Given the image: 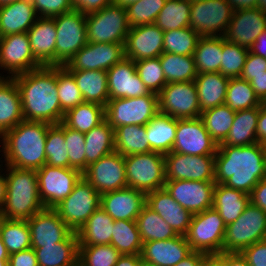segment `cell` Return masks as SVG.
<instances>
[{"label":"cell","instance_id":"1","mask_svg":"<svg viewBox=\"0 0 266 266\" xmlns=\"http://www.w3.org/2000/svg\"><path fill=\"white\" fill-rule=\"evenodd\" d=\"M19 89L23 119L58 124L63 121L57 92V66H41L12 77Z\"/></svg>","mask_w":266,"mask_h":266},{"label":"cell","instance_id":"2","mask_svg":"<svg viewBox=\"0 0 266 266\" xmlns=\"http://www.w3.org/2000/svg\"><path fill=\"white\" fill-rule=\"evenodd\" d=\"M266 178L263 145H218L215 154V183L250 194L257 183Z\"/></svg>","mask_w":266,"mask_h":266},{"label":"cell","instance_id":"3","mask_svg":"<svg viewBox=\"0 0 266 266\" xmlns=\"http://www.w3.org/2000/svg\"><path fill=\"white\" fill-rule=\"evenodd\" d=\"M52 124L21 121L5 132L0 140L4 163L19 169L38 170L46 163L45 144L48 128Z\"/></svg>","mask_w":266,"mask_h":266},{"label":"cell","instance_id":"4","mask_svg":"<svg viewBox=\"0 0 266 266\" xmlns=\"http://www.w3.org/2000/svg\"><path fill=\"white\" fill-rule=\"evenodd\" d=\"M4 166L7 193L1 216L9 220H29L45 208L39 196L36 170Z\"/></svg>","mask_w":266,"mask_h":266},{"label":"cell","instance_id":"5","mask_svg":"<svg viewBox=\"0 0 266 266\" xmlns=\"http://www.w3.org/2000/svg\"><path fill=\"white\" fill-rule=\"evenodd\" d=\"M225 231L226 225L222 217L212 207L193 214L185 237L193 251L213 257L223 252Z\"/></svg>","mask_w":266,"mask_h":266},{"label":"cell","instance_id":"6","mask_svg":"<svg viewBox=\"0 0 266 266\" xmlns=\"http://www.w3.org/2000/svg\"><path fill=\"white\" fill-rule=\"evenodd\" d=\"M266 239V213L251 204L231 224L226 226L223 252L241 253L250 245Z\"/></svg>","mask_w":266,"mask_h":266},{"label":"cell","instance_id":"7","mask_svg":"<svg viewBox=\"0 0 266 266\" xmlns=\"http://www.w3.org/2000/svg\"><path fill=\"white\" fill-rule=\"evenodd\" d=\"M128 187L148 193L164 188L165 158L159 152L124 156Z\"/></svg>","mask_w":266,"mask_h":266},{"label":"cell","instance_id":"8","mask_svg":"<svg viewBox=\"0 0 266 266\" xmlns=\"http://www.w3.org/2000/svg\"><path fill=\"white\" fill-rule=\"evenodd\" d=\"M130 26L126 8L111 4L86 15V38L92 43H125Z\"/></svg>","mask_w":266,"mask_h":266},{"label":"cell","instance_id":"9","mask_svg":"<svg viewBox=\"0 0 266 266\" xmlns=\"http://www.w3.org/2000/svg\"><path fill=\"white\" fill-rule=\"evenodd\" d=\"M158 113V95L152 92L135 98L109 99L105 107L106 120L113 129L146 125Z\"/></svg>","mask_w":266,"mask_h":266},{"label":"cell","instance_id":"10","mask_svg":"<svg viewBox=\"0 0 266 266\" xmlns=\"http://www.w3.org/2000/svg\"><path fill=\"white\" fill-rule=\"evenodd\" d=\"M100 203L101 194L84 177H81L68 197L53 209L73 232H77L100 207Z\"/></svg>","mask_w":266,"mask_h":266},{"label":"cell","instance_id":"11","mask_svg":"<svg viewBox=\"0 0 266 266\" xmlns=\"http://www.w3.org/2000/svg\"><path fill=\"white\" fill-rule=\"evenodd\" d=\"M56 25L55 66H63L87 44L86 15L72 10L54 17Z\"/></svg>","mask_w":266,"mask_h":266},{"label":"cell","instance_id":"12","mask_svg":"<svg viewBox=\"0 0 266 266\" xmlns=\"http://www.w3.org/2000/svg\"><path fill=\"white\" fill-rule=\"evenodd\" d=\"M233 12L227 0L191 1L189 27L200 36H224Z\"/></svg>","mask_w":266,"mask_h":266},{"label":"cell","instance_id":"13","mask_svg":"<svg viewBox=\"0 0 266 266\" xmlns=\"http://www.w3.org/2000/svg\"><path fill=\"white\" fill-rule=\"evenodd\" d=\"M158 95V110L175 119H192L201 115L194 81L167 83Z\"/></svg>","mask_w":266,"mask_h":266},{"label":"cell","instance_id":"14","mask_svg":"<svg viewBox=\"0 0 266 266\" xmlns=\"http://www.w3.org/2000/svg\"><path fill=\"white\" fill-rule=\"evenodd\" d=\"M39 196L45 208H54L73 191L82 173L74 168L45 164L36 171Z\"/></svg>","mask_w":266,"mask_h":266},{"label":"cell","instance_id":"15","mask_svg":"<svg viewBox=\"0 0 266 266\" xmlns=\"http://www.w3.org/2000/svg\"><path fill=\"white\" fill-rule=\"evenodd\" d=\"M165 179L215 182V155H186L170 152L164 155Z\"/></svg>","mask_w":266,"mask_h":266},{"label":"cell","instance_id":"16","mask_svg":"<svg viewBox=\"0 0 266 266\" xmlns=\"http://www.w3.org/2000/svg\"><path fill=\"white\" fill-rule=\"evenodd\" d=\"M82 177L101 195L128 187L124 156L117 151L90 164Z\"/></svg>","mask_w":266,"mask_h":266},{"label":"cell","instance_id":"17","mask_svg":"<svg viewBox=\"0 0 266 266\" xmlns=\"http://www.w3.org/2000/svg\"><path fill=\"white\" fill-rule=\"evenodd\" d=\"M43 66L33 55L27 33L0 37V69L9 78Z\"/></svg>","mask_w":266,"mask_h":266},{"label":"cell","instance_id":"18","mask_svg":"<svg viewBox=\"0 0 266 266\" xmlns=\"http://www.w3.org/2000/svg\"><path fill=\"white\" fill-rule=\"evenodd\" d=\"M125 43H92L82 47L67 64L68 71L109 70L125 57Z\"/></svg>","mask_w":266,"mask_h":266},{"label":"cell","instance_id":"19","mask_svg":"<svg viewBox=\"0 0 266 266\" xmlns=\"http://www.w3.org/2000/svg\"><path fill=\"white\" fill-rule=\"evenodd\" d=\"M218 144L205 129L200 117L178 119L172 152L186 155H215Z\"/></svg>","mask_w":266,"mask_h":266},{"label":"cell","instance_id":"20","mask_svg":"<svg viewBox=\"0 0 266 266\" xmlns=\"http://www.w3.org/2000/svg\"><path fill=\"white\" fill-rule=\"evenodd\" d=\"M215 182L172 180L164 188L184 209L192 214L213 207Z\"/></svg>","mask_w":266,"mask_h":266},{"label":"cell","instance_id":"21","mask_svg":"<svg viewBox=\"0 0 266 266\" xmlns=\"http://www.w3.org/2000/svg\"><path fill=\"white\" fill-rule=\"evenodd\" d=\"M164 32L156 24L130 27L124 44L125 57L132 61L160 57Z\"/></svg>","mask_w":266,"mask_h":266},{"label":"cell","instance_id":"22","mask_svg":"<svg viewBox=\"0 0 266 266\" xmlns=\"http://www.w3.org/2000/svg\"><path fill=\"white\" fill-rule=\"evenodd\" d=\"M266 30V14L256 8L240 9L233 12L224 35L228 42L250 48L257 37Z\"/></svg>","mask_w":266,"mask_h":266},{"label":"cell","instance_id":"23","mask_svg":"<svg viewBox=\"0 0 266 266\" xmlns=\"http://www.w3.org/2000/svg\"><path fill=\"white\" fill-rule=\"evenodd\" d=\"M107 72L109 99L135 98L151 92L136 72L135 62L124 57Z\"/></svg>","mask_w":266,"mask_h":266},{"label":"cell","instance_id":"24","mask_svg":"<svg viewBox=\"0 0 266 266\" xmlns=\"http://www.w3.org/2000/svg\"><path fill=\"white\" fill-rule=\"evenodd\" d=\"M27 222L31 235V248L62 242L72 232L53 208H44Z\"/></svg>","mask_w":266,"mask_h":266},{"label":"cell","instance_id":"25","mask_svg":"<svg viewBox=\"0 0 266 266\" xmlns=\"http://www.w3.org/2000/svg\"><path fill=\"white\" fill-rule=\"evenodd\" d=\"M146 205V193L125 187L101 195L100 206L113 220L136 221Z\"/></svg>","mask_w":266,"mask_h":266},{"label":"cell","instance_id":"26","mask_svg":"<svg viewBox=\"0 0 266 266\" xmlns=\"http://www.w3.org/2000/svg\"><path fill=\"white\" fill-rule=\"evenodd\" d=\"M193 250L185 236L178 235L168 240L144 242L141 260L157 266H175Z\"/></svg>","mask_w":266,"mask_h":266},{"label":"cell","instance_id":"27","mask_svg":"<svg viewBox=\"0 0 266 266\" xmlns=\"http://www.w3.org/2000/svg\"><path fill=\"white\" fill-rule=\"evenodd\" d=\"M146 205L157 212L177 235H186L193 214L175 201L165 188L146 193Z\"/></svg>","mask_w":266,"mask_h":266},{"label":"cell","instance_id":"28","mask_svg":"<svg viewBox=\"0 0 266 266\" xmlns=\"http://www.w3.org/2000/svg\"><path fill=\"white\" fill-rule=\"evenodd\" d=\"M27 35L34 57L43 66H55L57 32L54 17H38Z\"/></svg>","mask_w":266,"mask_h":266},{"label":"cell","instance_id":"29","mask_svg":"<svg viewBox=\"0 0 266 266\" xmlns=\"http://www.w3.org/2000/svg\"><path fill=\"white\" fill-rule=\"evenodd\" d=\"M37 18L31 0H18L0 6V37L27 33Z\"/></svg>","mask_w":266,"mask_h":266},{"label":"cell","instance_id":"30","mask_svg":"<svg viewBox=\"0 0 266 266\" xmlns=\"http://www.w3.org/2000/svg\"><path fill=\"white\" fill-rule=\"evenodd\" d=\"M0 74V137L23 121L19 89L13 78Z\"/></svg>","mask_w":266,"mask_h":266},{"label":"cell","instance_id":"31","mask_svg":"<svg viewBox=\"0 0 266 266\" xmlns=\"http://www.w3.org/2000/svg\"><path fill=\"white\" fill-rule=\"evenodd\" d=\"M78 238L71 232L62 242L33 248L38 266H75L78 261Z\"/></svg>","mask_w":266,"mask_h":266},{"label":"cell","instance_id":"32","mask_svg":"<svg viewBox=\"0 0 266 266\" xmlns=\"http://www.w3.org/2000/svg\"><path fill=\"white\" fill-rule=\"evenodd\" d=\"M229 77L220 72L201 73L194 80L201 112L224 104Z\"/></svg>","mask_w":266,"mask_h":266},{"label":"cell","instance_id":"33","mask_svg":"<svg viewBox=\"0 0 266 266\" xmlns=\"http://www.w3.org/2000/svg\"><path fill=\"white\" fill-rule=\"evenodd\" d=\"M113 219L100 206L76 232L79 246L111 243Z\"/></svg>","mask_w":266,"mask_h":266},{"label":"cell","instance_id":"34","mask_svg":"<svg viewBox=\"0 0 266 266\" xmlns=\"http://www.w3.org/2000/svg\"><path fill=\"white\" fill-rule=\"evenodd\" d=\"M249 202L248 194L225 184H215L213 208L220 214L226 226L243 213Z\"/></svg>","mask_w":266,"mask_h":266},{"label":"cell","instance_id":"35","mask_svg":"<svg viewBox=\"0 0 266 266\" xmlns=\"http://www.w3.org/2000/svg\"><path fill=\"white\" fill-rule=\"evenodd\" d=\"M85 102L106 107L109 100L107 72L104 70L69 71Z\"/></svg>","mask_w":266,"mask_h":266},{"label":"cell","instance_id":"36","mask_svg":"<svg viewBox=\"0 0 266 266\" xmlns=\"http://www.w3.org/2000/svg\"><path fill=\"white\" fill-rule=\"evenodd\" d=\"M178 119L158 113L145 125L147 140L152 151L167 154L172 152Z\"/></svg>","mask_w":266,"mask_h":266},{"label":"cell","instance_id":"37","mask_svg":"<svg viewBox=\"0 0 266 266\" xmlns=\"http://www.w3.org/2000/svg\"><path fill=\"white\" fill-rule=\"evenodd\" d=\"M259 107L236 111L226 139L218 145L245 146L257 143Z\"/></svg>","mask_w":266,"mask_h":266},{"label":"cell","instance_id":"38","mask_svg":"<svg viewBox=\"0 0 266 266\" xmlns=\"http://www.w3.org/2000/svg\"><path fill=\"white\" fill-rule=\"evenodd\" d=\"M84 136L86 168L101 157L115 151L114 129L106 119L89 132L84 133Z\"/></svg>","mask_w":266,"mask_h":266},{"label":"cell","instance_id":"39","mask_svg":"<svg viewBox=\"0 0 266 266\" xmlns=\"http://www.w3.org/2000/svg\"><path fill=\"white\" fill-rule=\"evenodd\" d=\"M223 50V36H200L194 51L198 74L219 72Z\"/></svg>","mask_w":266,"mask_h":266},{"label":"cell","instance_id":"40","mask_svg":"<svg viewBox=\"0 0 266 266\" xmlns=\"http://www.w3.org/2000/svg\"><path fill=\"white\" fill-rule=\"evenodd\" d=\"M115 151L123 156L151 152L145 125H123L114 129Z\"/></svg>","mask_w":266,"mask_h":266},{"label":"cell","instance_id":"41","mask_svg":"<svg viewBox=\"0 0 266 266\" xmlns=\"http://www.w3.org/2000/svg\"><path fill=\"white\" fill-rule=\"evenodd\" d=\"M106 119L105 107L96 103L84 102L64 114L63 123L81 133L89 132Z\"/></svg>","mask_w":266,"mask_h":266},{"label":"cell","instance_id":"42","mask_svg":"<svg viewBox=\"0 0 266 266\" xmlns=\"http://www.w3.org/2000/svg\"><path fill=\"white\" fill-rule=\"evenodd\" d=\"M142 242L168 240L178 236L165 220L147 205L136 219Z\"/></svg>","mask_w":266,"mask_h":266},{"label":"cell","instance_id":"43","mask_svg":"<svg viewBox=\"0 0 266 266\" xmlns=\"http://www.w3.org/2000/svg\"><path fill=\"white\" fill-rule=\"evenodd\" d=\"M159 59L166 83L194 81L198 75L193 55L163 53Z\"/></svg>","mask_w":266,"mask_h":266},{"label":"cell","instance_id":"44","mask_svg":"<svg viewBox=\"0 0 266 266\" xmlns=\"http://www.w3.org/2000/svg\"><path fill=\"white\" fill-rule=\"evenodd\" d=\"M121 255L141 253L143 242L136 221L114 220L111 243Z\"/></svg>","mask_w":266,"mask_h":266},{"label":"cell","instance_id":"45","mask_svg":"<svg viewBox=\"0 0 266 266\" xmlns=\"http://www.w3.org/2000/svg\"><path fill=\"white\" fill-rule=\"evenodd\" d=\"M235 113L225 104L201 112L205 129L217 144L222 143L229 134Z\"/></svg>","mask_w":266,"mask_h":266},{"label":"cell","instance_id":"46","mask_svg":"<svg viewBox=\"0 0 266 266\" xmlns=\"http://www.w3.org/2000/svg\"><path fill=\"white\" fill-rule=\"evenodd\" d=\"M0 236L9 255L31 248V235L27 220L1 218Z\"/></svg>","mask_w":266,"mask_h":266},{"label":"cell","instance_id":"47","mask_svg":"<svg viewBox=\"0 0 266 266\" xmlns=\"http://www.w3.org/2000/svg\"><path fill=\"white\" fill-rule=\"evenodd\" d=\"M190 8L189 0H167L154 24L163 32L189 27Z\"/></svg>","mask_w":266,"mask_h":266},{"label":"cell","instance_id":"48","mask_svg":"<svg viewBox=\"0 0 266 266\" xmlns=\"http://www.w3.org/2000/svg\"><path fill=\"white\" fill-rule=\"evenodd\" d=\"M224 104L235 112L262 105L251 84L240 77L229 79Z\"/></svg>","mask_w":266,"mask_h":266},{"label":"cell","instance_id":"49","mask_svg":"<svg viewBox=\"0 0 266 266\" xmlns=\"http://www.w3.org/2000/svg\"><path fill=\"white\" fill-rule=\"evenodd\" d=\"M46 163L52 167L69 168V156L64 138V123L52 124L45 144Z\"/></svg>","mask_w":266,"mask_h":266},{"label":"cell","instance_id":"50","mask_svg":"<svg viewBox=\"0 0 266 266\" xmlns=\"http://www.w3.org/2000/svg\"><path fill=\"white\" fill-rule=\"evenodd\" d=\"M199 38L190 27L164 31L163 53L193 55Z\"/></svg>","mask_w":266,"mask_h":266},{"label":"cell","instance_id":"51","mask_svg":"<svg viewBox=\"0 0 266 266\" xmlns=\"http://www.w3.org/2000/svg\"><path fill=\"white\" fill-rule=\"evenodd\" d=\"M57 92L64 113L85 102L73 75L64 66H57Z\"/></svg>","mask_w":266,"mask_h":266},{"label":"cell","instance_id":"52","mask_svg":"<svg viewBox=\"0 0 266 266\" xmlns=\"http://www.w3.org/2000/svg\"><path fill=\"white\" fill-rule=\"evenodd\" d=\"M120 256L111 244L78 247V261L84 266H115Z\"/></svg>","mask_w":266,"mask_h":266},{"label":"cell","instance_id":"53","mask_svg":"<svg viewBox=\"0 0 266 266\" xmlns=\"http://www.w3.org/2000/svg\"><path fill=\"white\" fill-rule=\"evenodd\" d=\"M249 53V49L228 42L223 36L220 73L229 78L240 77Z\"/></svg>","mask_w":266,"mask_h":266},{"label":"cell","instance_id":"54","mask_svg":"<svg viewBox=\"0 0 266 266\" xmlns=\"http://www.w3.org/2000/svg\"><path fill=\"white\" fill-rule=\"evenodd\" d=\"M167 0H139L126 7L130 27L154 24Z\"/></svg>","mask_w":266,"mask_h":266},{"label":"cell","instance_id":"55","mask_svg":"<svg viewBox=\"0 0 266 266\" xmlns=\"http://www.w3.org/2000/svg\"><path fill=\"white\" fill-rule=\"evenodd\" d=\"M136 72L150 92L158 94L167 84L159 57L135 61Z\"/></svg>","mask_w":266,"mask_h":266},{"label":"cell","instance_id":"56","mask_svg":"<svg viewBox=\"0 0 266 266\" xmlns=\"http://www.w3.org/2000/svg\"><path fill=\"white\" fill-rule=\"evenodd\" d=\"M64 138L69 156V168H74L83 173L86 170L85 136L77 130L64 124Z\"/></svg>","mask_w":266,"mask_h":266},{"label":"cell","instance_id":"57","mask_svg":"<svg viewBox=\"0 0 266 266\" xmlns=\"http://www.w3.org/2000/svg\"><path fill=\"white\" fill-rule=\"evenodd\" d=\"M38 17L53 18L73 10L69 0H31Z\"/></svg>","mask_w":266,"mask_h":266},{"label":"cell","instance_id":"58","mask_svg":"<svg viewBox=\"0 0 266 266\" xmlns=\"http://www.w3.org/2000/svg\"><path fill=\"white\" fill-rule=\"evenodd\" d=\"M260 74H266V58L249 52L240 78L249 82L252 75Z\"/></svg>","mask_w":266,"mask_h":266},{"label":"cell","instance_id":"59","mask_svg":"<svg viewBox=\"0 0 266 266\" xmlns=\"http://www.w3.org/2000/svg\"><path fill=\"white\" fill-rule=\"evenodd\" d=\"M241 254L249 266H266V239L250 245Z\"/></svg>","mask_w":266,"mask_h":266},{"label":"cell","instance_id":"60","mask_svg":"<svg viewBox=\"0 0 266 266\" xmlns=\"http://www.w3.org/2000/svg\"><path fill=\"white\" fill-rule=\"evenodd\" d=\"M72 8L84 15L97 12L112 4V0H69Z\"/></svg>","mask_w":266,"mask_h":266},{"label":"cell","instance_id":"61","mask_svg":"<svg viewBox=\"0 0 266 266\" xmlns=\"http://www.w3.org/2000/svg\"><path fill=\"white\" fill-rule=\"evenodd\" d=\"M9 266H38L36 253L33 248L9 255Z\"/></svg>","mask_w":266,"mask_h":266},{"label":"cell","instance_id":"62","mask_svg":"<svg viewBox=\"0 0 266 266\" xmlns=\"http://www.w3.org/2000/svg\"><path fill=\"white\" fill-rule=\"evenodd\" d=\"M211 258L219 266H249L241 253L221 252Z\"/></svg>","mask_w":266,"mask_h":266},{"label":"cell","instance_id":"63","mask_svg":"<svg viewBox=\"0 0 266 266\" xmlns=\"http://www.w3.org/2000/svg\"><path fill=\"white\" fill-rule=\"evenodd\" d=\"M250 203L266 213V178L261 179L249 194Z\"/></svg>","mask_w":266,"mask_h":266},{"label":"cell","instance_id":"64","mask_svg":"<svg viewBox=\"0 0 266 266\" xmlns=\"http://www.w3.org/2000/svg\"><path fill=\"white\" fill-rule=\"evenodd\" d=\"M210 258L211 257L205 253L193 251L175 266H204Z\"/></svg>","mask_w":266,"mask_h":266},{"label":"cell","instance_id":"65","mask_svg":"<svg viewBox=\"0 0 266 266\" xmlns=\"http://www.w3.org/2000/svg\"><path fill=\"white\" fill-rule=\"evenodd\" d=\"M249 83L254 89L256 96L262 101L266 96V74L252 75Z\"/></svg>","mask_w":266,"mask_h":266},{"label":"cell","instance_id":"66","mask_svg":"<svg viewBox=\"0 0 266 266\" xmlns=\"http://www.w3.org/2000/svg\"><path fill=\"white\" fill-rule=\"evenodd\" d=\"M256 137L257 143L263 144L266 141V106L263 105L259 107Z\"/></svg>","mask_w":266,"mask_h":266},{"label":"cell","instance_id":"67","mask_svg":"<svg viewBox=\"0 0 266 266\" xmlns=\"http://www.w3.org/2000/svg\"><path fill=\"white\" fill-rule=\"evenodd\" d=\"M249 52L266 58V30L261 33L249 48Z\"/></svg>","mask_w":266,"mask_h":266},{"label":"cell","instance_id":"68","mask_svg":"<svg viewBox=\"0 0 266 266\" xmlns=\"http://www.w3.org/2000/svg\"><path fill=\"white\" fill-rule=\"evenodd\" d=\"M115 266H142L140 254L137 255H121Z\"/></svg>","mask_w":266,"mask_h":266},{"label":"cell","instance_id":"69","mask_svg":"<svg viewBox=\"0 0 266 266\" xmlns=\"http://www.w3.org/2000/svg\"><path fill=\"white\" fill-rule=\"evenodd\" d=\"M1 159L2 157L0 158V210L3 209L7 193L6 176L4 175L5 173L2 174V170L4 171V169L1 168L4 167L2 164L4 161H2Z\"/></svg>","mask_w":266,"mask_h":266},{"label":"cell","instance_id":"70","mask_svg":"<svg viewBox=\"0 0 266 266\" xmlns=\"http://www.w3.org/2000/svg\"><path fill=\"white\" fill-rule=\"evenodd\" d=\"M232 6L233 10L256 8L258 0H227Z\"/></svg>","mask_w":266,"mask_h":266},{"label":"cell","instance_id":"71","mask_svg":"<svg viewBox=\"0 0 266 266\" xmlns=\"http://www.w3.org/2000/svg\"><path fill=\"white\" fill-rule=\"evenodd\" d=\"M138 1L139 0H112V4L126 8L129 5H131L135 2H138Z\"/></svg>","mask_w":266,"mask_h":266},{"label":"cell","instance_id":"72","mask_svg":"<svg viewBox=\"0 0 266 266\" xmlns=\"http://www.w3.org/2000/svg\"><path fill=\"white\" fill-rule=\"evenodd\" d=\"M0 260H9V254L7 252L6 246L0 236Z\"/></svg>","mask_w":266,"mask_h":266},{"label":"cell","instance_id":"73","mask_svg":"<svg viewBox=\"0 0 266 266\" xmlns=\"http://www.w3.org/2000/svg\"><path fill=\"white\" fill-rule=\"evenodd\" d=\"M257 8L266 14V0H258Z\"/></svg>","mask_w":266,"mask_h":266},{"label":"cell","instance_id":"74","mask_svg":"<svg viewBox=\"0 0 266 266\" xmlns=\"http://www.w3.org/2000/svg\"><path fill=\"white\" fill-rule=\"evenodd\" d=\"M204 266H219L212 258H210Z\"/></svg>","mask_w":266,"mask_h":266},{"label":"cell","instance_id":"75","mask_svg":"<svg viewBox=\"0 0 266 266\" xmlns=\"http://www.w3.org/2000/svg\"><path fill=\"white\" fill-rule=\"evenodd\" d=\"M18 0H0V6L5 5V4H9V3H14Z\"/></svg>","mask_w":266,"mask_h":266},{"label":"cell","instance_id":"76","mask_svg":"<svg viewBox=\"0 0 266 266\" xmlns=\"http://www.w3.org/2000/svg\"><path fill=\"white\" fill-rule=\"evenodd\" d=\"M0 266H9L8 260H0Z\"/></svg>","mask_w":266,"mask_h":266},{"label":"cell","instance_id":"77","mask_svg":"<svg viewBox=\"0 0 266 266\" xmlns=\"http://www.w3.org/2000/svg\"><path fill=\"white\" fill-rule=\"evenodd\" d=\"M142 266H157V265H153V264L142 261Z\"/></svg>","mask_w":266,"mask_h":266},{"label":"cell","instance_id":"78","mask_svg":"<svg viewBox=\"0 0 266 266\" xmlns=\"http://www.w3.org/2000/svg\"><path fill=\"white\" fill-rule=\"evenodd\" d=\"M262 145H263V148H264L265 159H266V141Z\"/></svg>","mask_w":266,"mask_h":266},{"label":"cell","instance_id":"79","mask_svg":"<svg viewBox=\"0 0 266 266\" xmlns=\"http://www.w3.org/2000/svg\"><path fill=\"white\" fill-rule=\"evenodd\" d=\"M261 104H262L263 106H266V96H265V98L261 101Z\"/></svg>","mask_w":266,"mask_h":266},{"label":"cell","instance_id":"80","mask_svg":"<svg viewBox=\"0 0 266 266\" xmlns=\"http://www.w3.org/2000/svg\"><path fill=\"white\" fill-rule=\"evenodd\" d=\"M77 266H84L79 261H77Z\"/></svg>","mask_w":266,"mask_h":266}]
</instances>
